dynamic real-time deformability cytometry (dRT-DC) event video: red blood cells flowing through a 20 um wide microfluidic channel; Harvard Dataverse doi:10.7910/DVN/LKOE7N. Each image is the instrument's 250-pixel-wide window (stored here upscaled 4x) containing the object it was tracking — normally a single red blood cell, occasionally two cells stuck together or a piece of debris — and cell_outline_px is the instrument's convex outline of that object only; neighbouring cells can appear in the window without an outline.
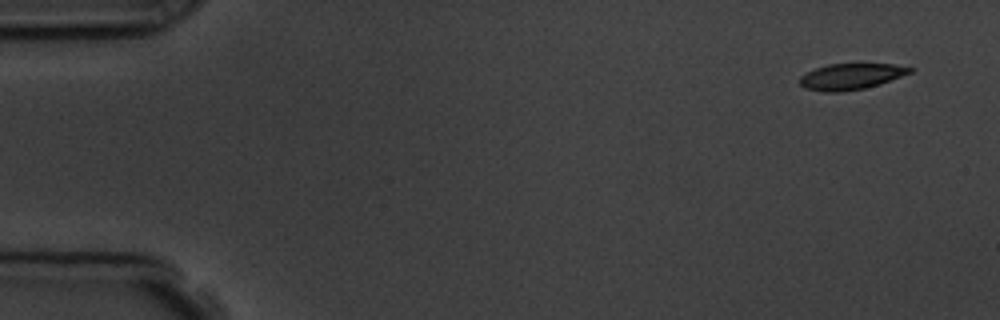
{"species": "common noctule bat (a hibernating species)", "species_latin": "Nyctalus noctula", "temperature_condition": "room temperature", "stored_images_in_passage": 5, "camera_frame_rate_fps": 3000, "um_per_image_px": 0.085, "animal": {"sex": "male", "body_mass_g": 19.5, "forearm_length_mm": 54.6}, "frame": {"image": 1, "passage_image": 1, "time_ms": 0.0, "image_size_px": [1000, 320], "cell_outline_px": [[916, 68], [912, 72], [880, 84], [864, 88], [840, 92], [824, 92], [804, 88], [800, 84], [800, 76], [816, 68], [828, 64], [892, 64]], "centroid_in_image_um": [72.34, 6.5], "position_along_channel_um": 12.7, "area_um2": 16.65}}
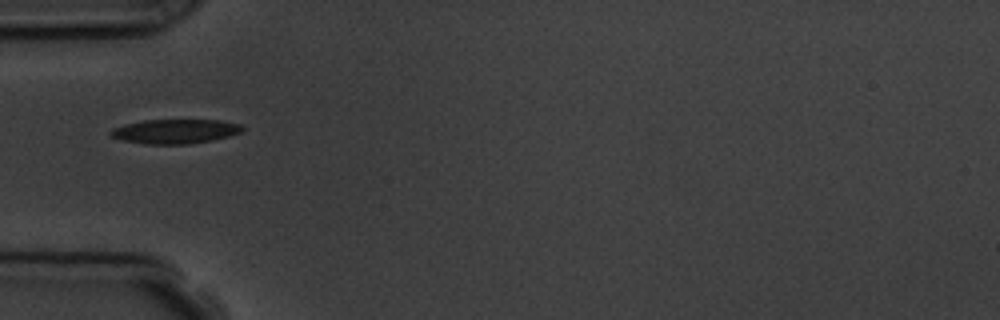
{"frame": {"image": 2, "passage_image": 5, "time_ms": 4.667, "image_size_px": [1000, 320], "cell_outline_px": [[244, 128], [240, 132], [228, 136], [212, 140], [188, 144], [144, 144], [120, 140], [112, 136], [108, 132], [112, 128], [124, 124], [144, 120], [220, 120], [240, 124]], "centroid_in_image_um": [14.84, 11.16], "position_along_channel_um": 70.2, "area_um2": 18.73}}